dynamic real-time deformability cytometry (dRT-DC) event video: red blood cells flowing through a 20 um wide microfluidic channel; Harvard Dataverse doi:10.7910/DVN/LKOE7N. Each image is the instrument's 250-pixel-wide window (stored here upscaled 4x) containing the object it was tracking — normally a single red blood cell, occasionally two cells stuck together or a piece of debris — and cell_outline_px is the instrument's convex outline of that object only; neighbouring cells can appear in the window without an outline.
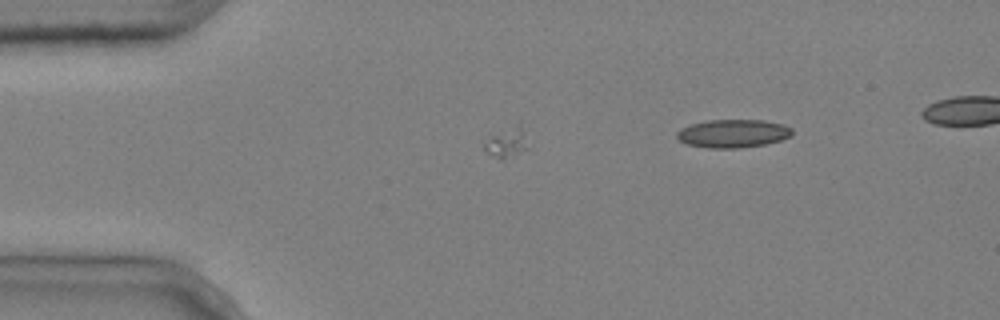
{"species": "common noctule bat (a hibernating species)", "species_latin": "Nyctalus noctula", "temperature_condition": "cold", "stored_images_in_passage": 2, "camera_frame_rate_fps": 3000, "um_per_image_px": 0.085, "animal": {"sex": "male", "body_mass_g": 20.4}, "frame": {"image": 1, "passage_image": 2, "time_ms": 0.333, "image_size_px": [1000, 320], "cell_outline_px": [[792, 136], [780, 140], [764, 144], [740, 148], [708, 148], [688, 144], [680, 140], [676, 136], [676, 132], [680, 128], [692, 124], [708, 120], [764, 120], [784, 124], [792, 128]], "centroid_in_image_um": [62.32, 11.34], "position_along_channel_um": 22.7, "area_um2": 18.96}}